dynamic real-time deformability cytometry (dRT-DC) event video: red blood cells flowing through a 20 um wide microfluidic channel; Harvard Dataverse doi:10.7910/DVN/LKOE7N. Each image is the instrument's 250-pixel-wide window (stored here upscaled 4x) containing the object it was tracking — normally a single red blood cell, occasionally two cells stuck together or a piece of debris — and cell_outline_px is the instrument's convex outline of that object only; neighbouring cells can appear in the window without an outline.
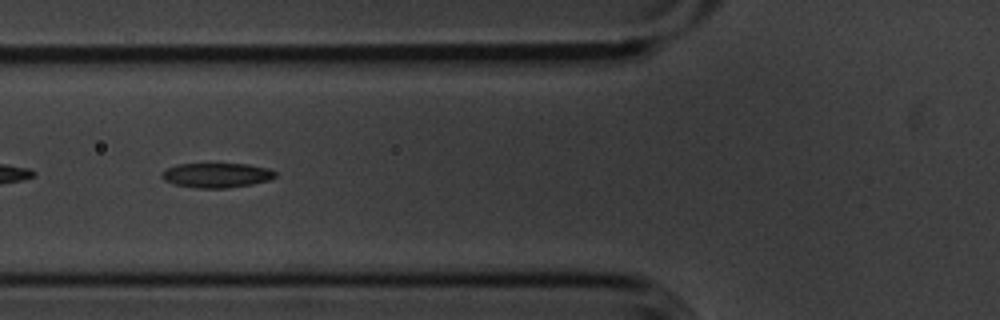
{"species": "common noctule bat (a hibernating species)", "species_latin": "Nyctalus noctula", "temperature_condition": "cold", "stored_images_in_passage": 42, "camera_frame_rate_fps": 3000, "um_per_image_px": 0.085, "animal": {"sex": "male", "body_mass_g": 20.1, "forearm_length_mm": 53.5}, "frame": {"image": 1, "passage_image": 7, "time_ms": 2.0, "image_size_px": [1000, 320], "cell_outline_px": [[276, 176], [268, 180], [252, 184], [228, 188], [196, 188], [172, 184], [164, 180], [160, 176], [168, 168], [176, 164], [248, 164], [268, 168], [276, 172]], "centroid_in_image_um": [18.41, 14.9], "position_along_channel_um": 107.4, "area_um2": 16.3}}
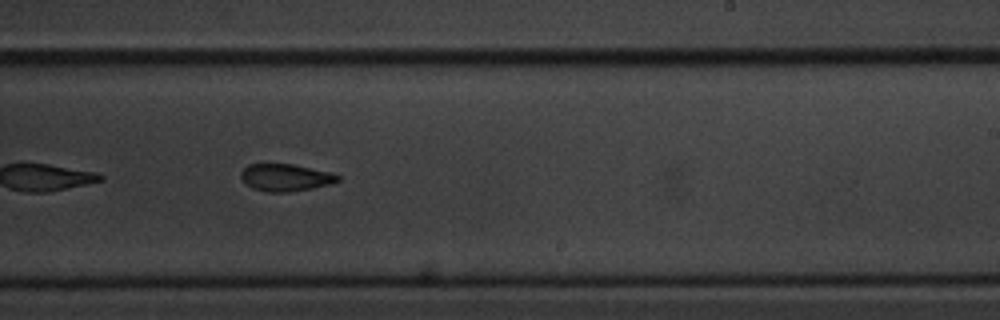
{"frame": {"image": 2, "passage_image": 20, "time_ms": 6.333, "image_size_px": [1000, 320], "cell_outline_px": [[340, 180], [328, 184], [312, 188], [288, 192], [268, 192], [252, 188], [240, 176], [240, 172], [248, 164], [292, 164], [332, 172], [340, 176]], "centroid_in_image_um": [24.28, 15.08], "position_along_channel_um": 264.7, "area_um2": 15.26}}
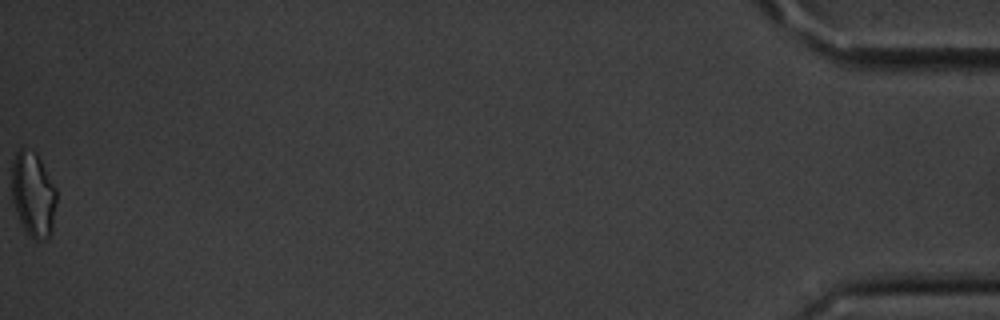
{"frame": {"image": 3, "passage_image": 42, "time_ms": 13.667, "image_size_px": [1000, 320], "cell_outline_px": [[56, 204], [52, 228], [48, 236], [44, 240], [32, 240], [24, 228], [16, 212], [12, 200], [12, 160], [16, 152], [20, 148], [24, 148], [36, 152], [56, 188]], "centroid_in_image_um": [2.81, 16.51], "position_along_channel_um": 432.4, "area_um2": 22.14}, "authors_computed_cell_mechanics": {"area_um2": 16.7331, "velocity_mm_per_s": 3.6245, "shape_relaxation_time_tau1_ms": 3.6944, "shape_relaxation_time_tau2_ms": 5.4867, "deformation_change_tau1": 0.1286, "deformation_change_tau2": 0.126}}